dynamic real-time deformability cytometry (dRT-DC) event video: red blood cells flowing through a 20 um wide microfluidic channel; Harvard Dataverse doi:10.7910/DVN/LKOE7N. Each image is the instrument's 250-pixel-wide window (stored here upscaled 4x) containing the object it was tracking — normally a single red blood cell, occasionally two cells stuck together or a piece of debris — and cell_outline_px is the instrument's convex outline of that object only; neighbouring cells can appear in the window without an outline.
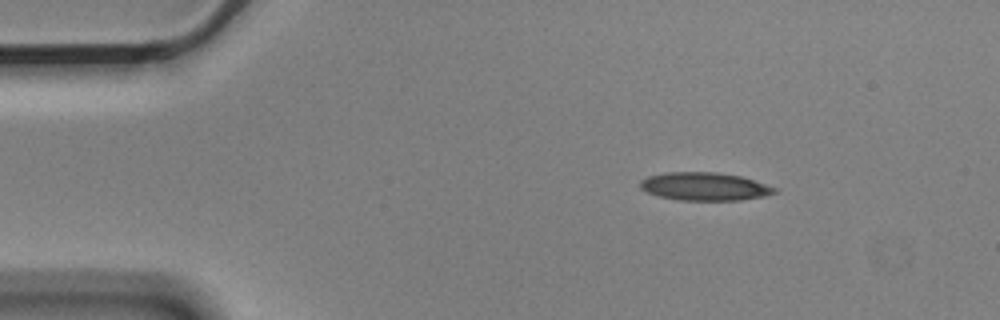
{"species": "Egyptian fruit bat (a non-hibernating species)", "species_latin": "Rousettus aegyptiacus", "temperature_condition": "cold", "stored_images_in_passage": 3, "camera_frame_rate_fps": 3000, "um_per_image_px": 0.085, "animal": {"sex": "male"}, "frame": {"image": 1, "passage_image": 1, "time_ms": 0.0, "image_size_px": [1000, 320], "cell_outline_px": [[776, 192], [764, 196], [740, 200], [676, 200], [660, 196], [648, 192], [640, 188], [640, 180], [648, 176], [664, 172], [716, 172], [740, 176], [776, 188]], "centroid_in_image_um": [59.84, 15.85], "position_along_channel_um": 25.2, "area_um2": 21.79}}